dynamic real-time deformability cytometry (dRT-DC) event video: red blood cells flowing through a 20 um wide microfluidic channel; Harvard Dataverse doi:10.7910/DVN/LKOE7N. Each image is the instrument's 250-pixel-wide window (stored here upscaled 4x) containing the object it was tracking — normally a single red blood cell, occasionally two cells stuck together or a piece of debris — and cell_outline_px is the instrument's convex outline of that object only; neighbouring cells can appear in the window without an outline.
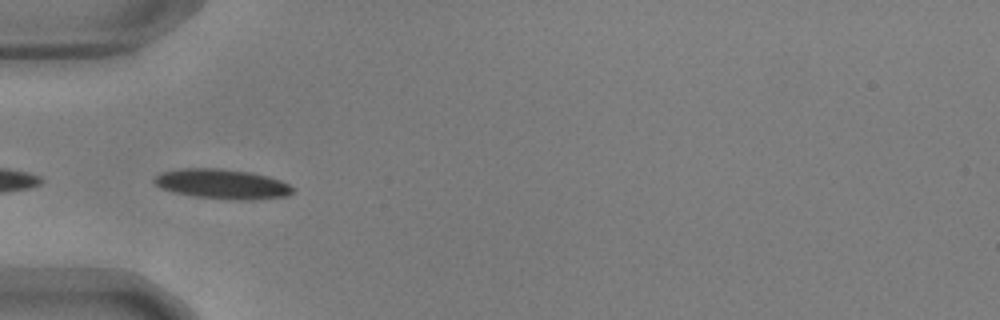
{"species": "common noctule bat (a hibernating species)", "species_latin": "Nyctalus noctula", "temperature_condition": "warm", "stored_images_in_passage": 6, "camera_frame_rate_fps": 3000, "um_per_image_px": 0.085, "animal": {"sex": "male", "body_mass_g": 17.9, "forearm_length_mm": 54.2}, "frame": {"image": 1, "passage_image": 4, "time_ms": 1.0, "image_size_px": [1000, 320], "cell_outline_px": [[296, 192], [288, 196], [256, 200], [228, 200], [196, 196], [172, 192], [160, 188], [152, 184], [152, 180], [160, 172], [180, 168], [224, 168], [252, 172], [268, 176], [280, 180], [296, 188]], "centroid_in_image_um": [18.9, 15.64], "position_along_channel_um": 66.1, "area_um2": 24.74}}